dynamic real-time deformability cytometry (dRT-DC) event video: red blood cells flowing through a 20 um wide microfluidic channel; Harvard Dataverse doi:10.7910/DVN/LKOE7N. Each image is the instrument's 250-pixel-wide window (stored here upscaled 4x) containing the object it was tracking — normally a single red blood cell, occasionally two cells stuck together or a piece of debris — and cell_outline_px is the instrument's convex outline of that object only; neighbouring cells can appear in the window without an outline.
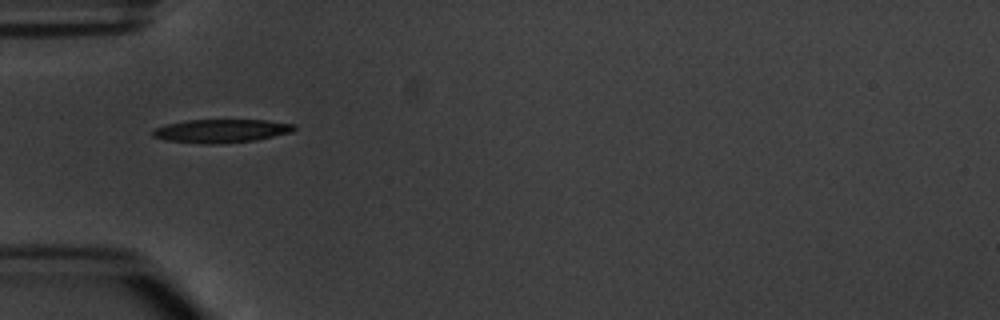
{"species": "common noctule bat (a hibernating species)", "species_latin": "Nyctalus noctula", "temperature_condition": "warm", "stored_images_in_passage": 8, "camera_frame_rate_fps": 3000, "um_per_image_px": 0.085, "animal": {"sex": "male", "body_mass_g": 20.1, "forearm_length_mm": 53.5}, "frame": {"image": 1, "passage_image": 5, "time_ms": 4.667, "image_size_px": [1000, 320], "cell_outline_px": [[296, 128], [292, 132], [256, 140], [220, 144], [204, 144], [164, 140], [152, 136], [152, 132], [156, 128], [168, 124], [188, 120], [264, 120], [296, 124]], "centroid_in_image_um": [18.83, 11.13], "position_along_channel_um": 66.2, "area_um2": 19.31}}
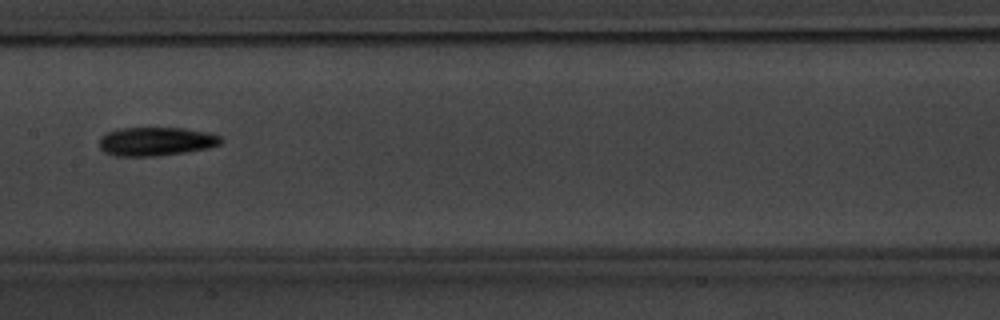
{"frame": {"image": 2, "passage_image": 8, "time_ms": 8.0, "image_size_px": [1000, 320], "cell_outline_px": [[224, 140], [220, 144], [208, 148], [184, 152], [156, 156], [116, 156], [104, 152], [100, 148], [100, 136], [108, 132], [120, 128], [184, 128], [208, 132], [220, 136]], "centroid_in_image_um": [13.27, 12.02], "position_along_channel_um": 194.1, "area_um2": 20.35}}